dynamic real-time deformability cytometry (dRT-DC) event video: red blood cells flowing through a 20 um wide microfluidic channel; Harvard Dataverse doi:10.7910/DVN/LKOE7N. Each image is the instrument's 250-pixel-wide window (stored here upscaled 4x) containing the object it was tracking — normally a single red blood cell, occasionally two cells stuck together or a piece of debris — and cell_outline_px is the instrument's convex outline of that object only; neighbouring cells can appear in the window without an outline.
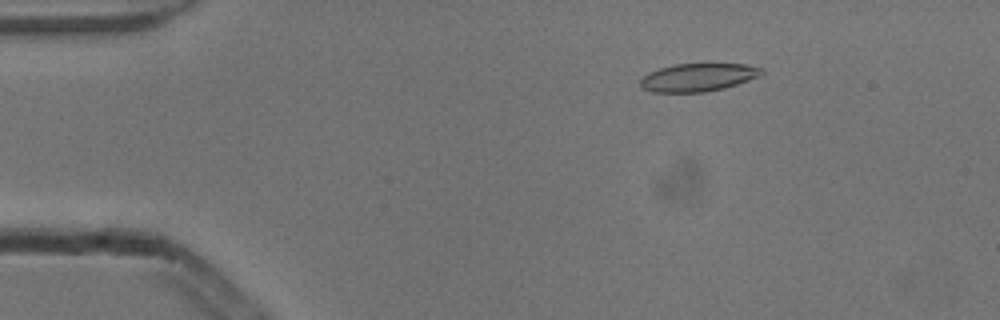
{"species": "common noctule bat (a hibernating species)", "species_latin": "Nyctalus noctula", "temperature_condition": "cold", "stored_images_in_passage": 46, "camera_frame_rate_fps": 3000, "um_per_image_px": 0.085, "animal": {"sex": "male", "body_mass_g": 13.3}, "frame": {"image": 1, "passage_image": 1, "time_ms": 0.0, "image_size_px": [1000, 320], "cell_outline_px": [[764, 72], [748, 80], [724, 88], [704, 92], [652, 92], [644, 88], [640, 84], [640, 80], [648, 72], [660, 68], [676, 64], [708, 60], [744, 64], [764, 68]], "centroid_in_image_um": [59.37, 6.51], "position_along_channel_um": 25.6, "area_um2": 20.52}}
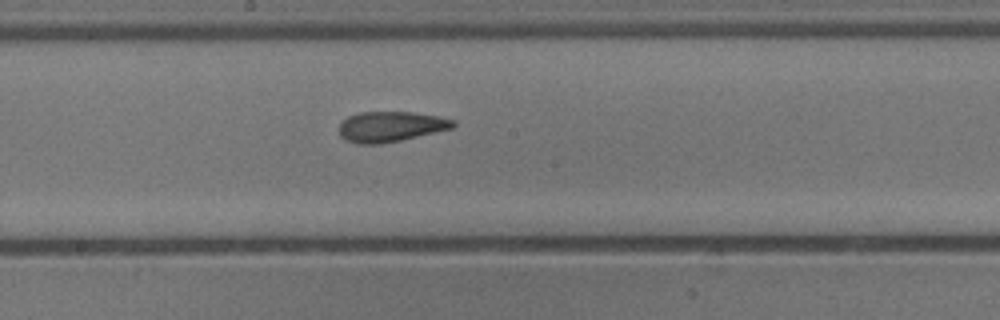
{"frame": {"image": 2, "passage_image": 21, "time_ms": 6.667, "image_size_px": [1000, 320], "cell_outline_px": [[456, 124], [452, 128], [400, 140], [376, 144], [356, 144], [344, 140], [340, 136], [340, 124], [348, 116], [360, 112], [412, 112], [440, 116], [456, 120]], "centroid_in_image_um": [33.2, 10.75], "position_along_channel_um": 215.0, "area_um2": 20.11}}
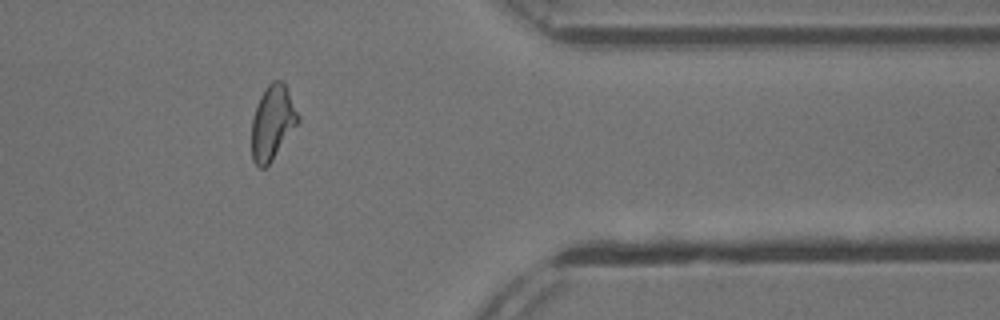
{"frame": {"image": 3, "passage_image": 36, "time_ms": 11.667, "image_size_px": [1000, 320], "cell_outline_px": [[300, 120], [272, 160], [264, 168], [260, 168], [252, 160], [252, 120], [260, 96], [264, 88], [272, 80], [280, 80], [284, 84], [300, 116]], "centroid_in_image_um": [23.16, 10.41], "position_along_channel_um": 388.2, "area_um2": 19.83}, "authors_computed_cell_mechanics": {"area_um2": 20.3456, "velocity_mm_per_s": 3.8618, "shape_relaxation_time_tau1_ms": 6.7259, "shape_relaxation_time_tau2_ms": 2.5536, "deformation_change_tau1": 0.205, "deformation_change_tau2": 0.1059}}